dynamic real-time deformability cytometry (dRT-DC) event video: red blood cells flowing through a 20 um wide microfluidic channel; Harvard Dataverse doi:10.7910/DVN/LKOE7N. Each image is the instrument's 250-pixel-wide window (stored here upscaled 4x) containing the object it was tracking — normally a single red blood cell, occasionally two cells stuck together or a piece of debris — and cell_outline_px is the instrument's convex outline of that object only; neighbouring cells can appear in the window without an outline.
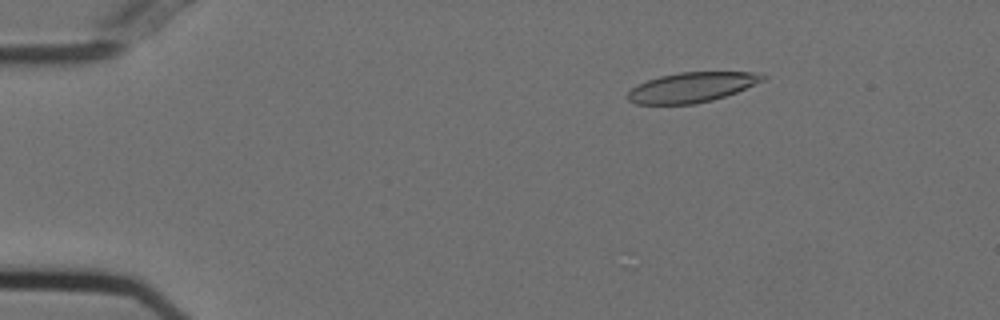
{"species": "Egyptian fruit bat (a non-hibernating species)", "species_latin": "Rousettus aegyptiacus", "temperature_condition": "cold", "stored_images_in_passage": 24, "camera_frame_rate_fps": 3000, "um_per_image_px": 0.085, "animal": {"sex": "female"}, "frame": {"image": 1, "passage_image": 9, "time_ms": 2.667, "image_size_px": [1000, 320], "cell_outline_px": [[768, 76], [764, 80], [736, 92], [712, 100], [696, 104], [636, 104], [628, 100], [628, 92], [636, 84], [660, 76], [680, 72], [760, 72]], "centroid_in_image_um": [58.81, 7.41], "position_along_channel_um": 26.2, "area_um2": 23.52}}
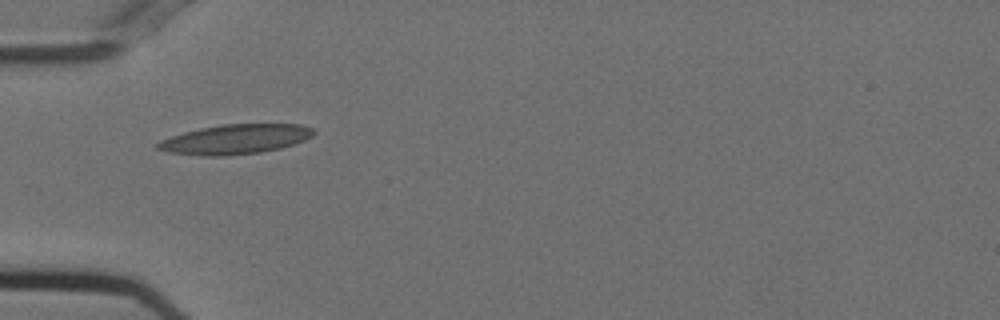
{"frame": {"image": 2, "passage_image": 18, "time_ms": 5.667, "image_size_px": [1000, 320], "cell_outline_px": [[316, 132], [312, 136], [304, 140], [280, 148], [260, 152], [224, 156], [200, 156], [168, 152], [156, 148], [156, 144], [160, 140], [184, 132], [200, 128], [224, 124], [300, 124], [312, 128]], "centroid_in_image_um": [19.98, 11.84], "position_along_channel_um": 65.0, "area_um2": 26.88}}
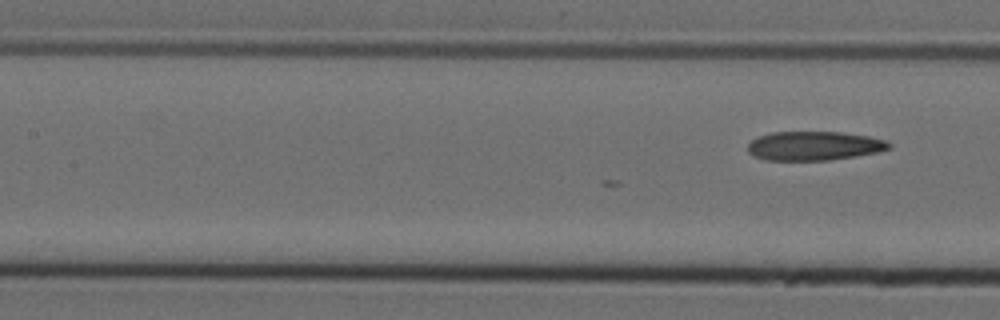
{"frame": {"image": 3, "passage_image": 24, "time_ms": 7.667, "image_size_px": [1000, 320], "cell_outline_px": [[892, 148], [876, 152], [856, 156], [828, 160], [768, 160], [752, 156], [748, 152], [748, 144], [752, 140], [760, 136], [772, 132], [840, 132], [868, 136], [888, 140], [892, 144]], "centroid_in_image_um": [69.22, 12.4], "position_along_channel_um": 138.2, "area_um2": 23.93}}